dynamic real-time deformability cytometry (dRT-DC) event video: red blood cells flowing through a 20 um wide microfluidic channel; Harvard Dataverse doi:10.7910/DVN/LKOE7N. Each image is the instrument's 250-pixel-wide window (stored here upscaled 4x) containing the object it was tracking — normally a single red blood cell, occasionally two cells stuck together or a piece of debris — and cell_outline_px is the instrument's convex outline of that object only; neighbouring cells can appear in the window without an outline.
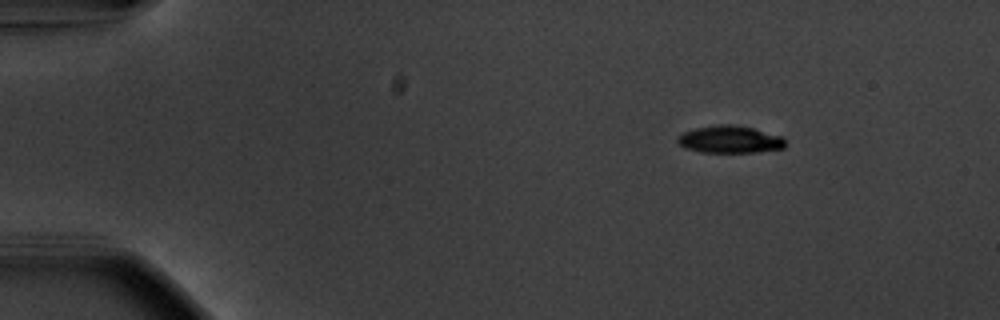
{"species": "common noctule bat (a hibernating species)", "species_latin": "Nyctalus noctula", "temperature_condition": "warm", "stored_images_in_passage": 48, "camera_frame_rate_fps": 3000, "um_per_image_px": 0.085, "animal": {"sex": "male", "body_mass_g": 20.1, "forearm_length_mm": 53.5}, "frame": {"image": 1, "passage_image": 1, "time_ms": 0.0, "image_size_px": [1000, 320], "cell_outline_px": [[784, 148], [756, 152], [700, 152], [684, 148], [676, 140], [684, 132], [696, 128], [716, 124], [732, 124], [752, 128], [784, 136]], "centroid_in_image_um": [62.05, 11.85], "position_along_channel_um": 23.0, "area_um2": 17.11}}
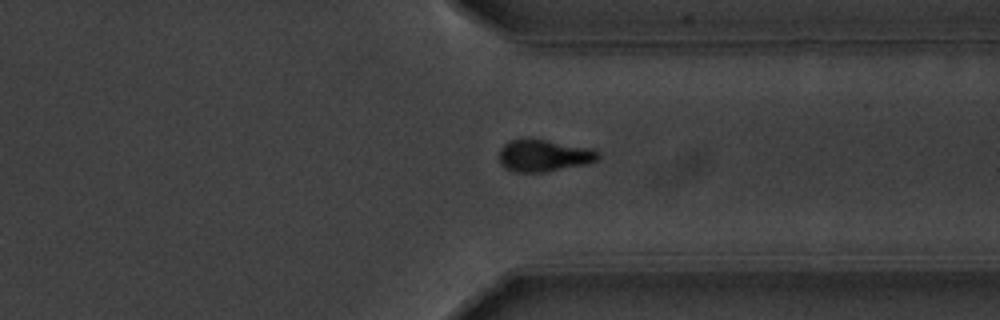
{"frame": {"image": 2, "passage_image": 36, "time_ms": 11.667, "image_size_px": [1000, 320], "cell_outline_px": [[600, 156], [596, 160], [588, 164], [544, 172], [516, 172], [504, 168], [500, 164], [500, 148], [508, 140], [528, 136], [532, 136], [584, 148], [600, 152]], "centroid_in_image_um": [46.15, 13.2], "position_along_channel_um": 365.2, "area_um2": 18.79}}
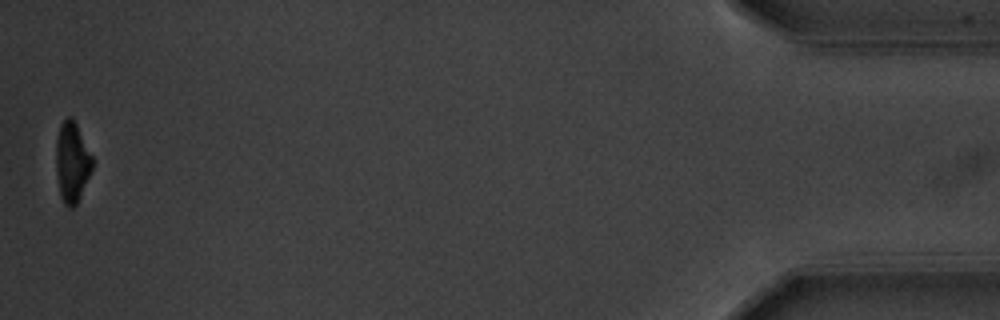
{"frame": {"image": 3, "passage_image": 48, "time_ms": 15.667, "image_size_px": [1000, 320], "cell_outline_px": [[92, 168], [80, 196], [76, 204], [72, 208], [68, 208], [64, 204], [60, 196], [56, 172], [56, 140], [60, 124], [68, 116], [72, 116], [92, 156]], "centroid_in_image_um": [6.1, 13.78], "position_along_channel_um": 429.1, "area_um2": 16.82}, "authors_computed_cell_mechanics": {"area_um2": 18.6405, "velocity_mm_per_s": 3.7175, "shape_relaxation_time_tau1_ms": 2.7873, "shape_relaxation_time_tau2_ms": 8.0804, "deformation_change_tau1": 0.1454, "deformation_change_tau2": 0.1433}}